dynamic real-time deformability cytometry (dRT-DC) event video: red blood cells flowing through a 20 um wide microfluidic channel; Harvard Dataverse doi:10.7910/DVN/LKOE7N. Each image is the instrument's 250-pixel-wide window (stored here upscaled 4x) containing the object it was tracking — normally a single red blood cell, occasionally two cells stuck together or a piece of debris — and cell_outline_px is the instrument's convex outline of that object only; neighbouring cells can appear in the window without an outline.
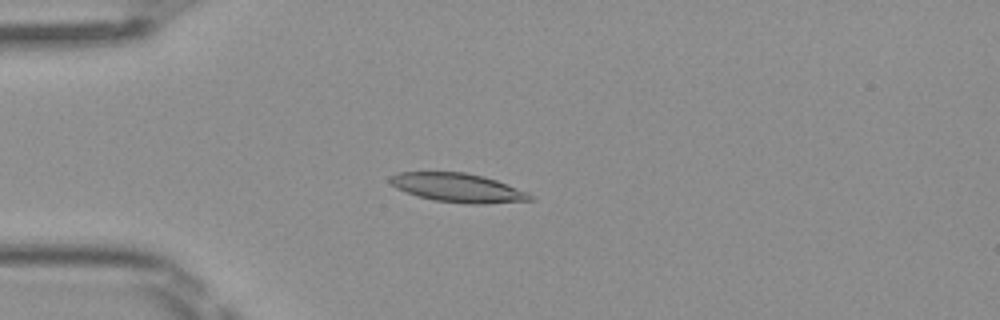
{"species": "Egyptian fruit bat (a non-hibernating species)", "species_latin": "Rousettus aegyptiacus", "temperature_condition": "room temperature", "stored_images_in_passage": 5, "camera_frame_rate_fps": 3000, "um_per_image_px": 0.085, "frame": {"image": 1, "passage_image": 5, "time_ms": 1.333, "image_size_px": [1000, 320], "cell_outline_px": [[536, 200], [488, 204], [468, 204], [432, 200], [396, 188], [388, 180], [388, 176], [396, 172], [464, 172], [484, 176], [496, 180], [528, 192]], "centroid_in_image_um": [38.94, 15.96], "position_along_channel_um": 46.1, "area_um2": 23.7}}